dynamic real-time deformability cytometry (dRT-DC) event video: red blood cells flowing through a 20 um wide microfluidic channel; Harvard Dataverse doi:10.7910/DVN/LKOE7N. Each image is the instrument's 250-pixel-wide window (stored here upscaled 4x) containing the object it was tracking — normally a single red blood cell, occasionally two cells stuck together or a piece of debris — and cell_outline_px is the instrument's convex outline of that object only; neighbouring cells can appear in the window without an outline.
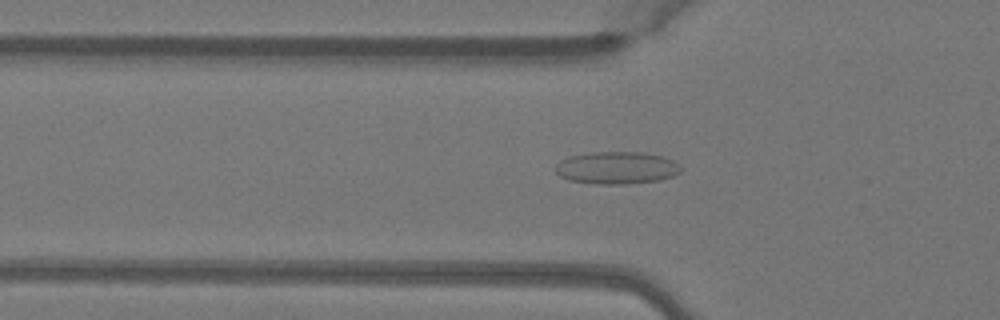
{"species": "Egyptian fruit bat (a non-hibernating species)", "species_latin": "Rousettus aegyptiacus", "temperature_condition": "warm", "stored_images_in_passage": 50, "camera_frame_rate_fps": 3000, "um_per_image_px": 0.085, "animal": {"sex": "female"}, "frame": {"image": 1, "passage_image": 17, "time_ms": 5.333, "image_size_px": [1000, 320], "cell_outline_px": [[680, 172], [672, 176], [660, 180], [628, 184], [596, 184], [568, 180], [560, 176], [556, 172], [556, 164], [560, 160], [568, 156], [592, 152], [644, 152], [660, 156], [672, 160], [680, 168]], "centroid_in_image_um": [52.37, 14.27], "position_along_channel_um": 73.4, "area_um2": 23.64}}
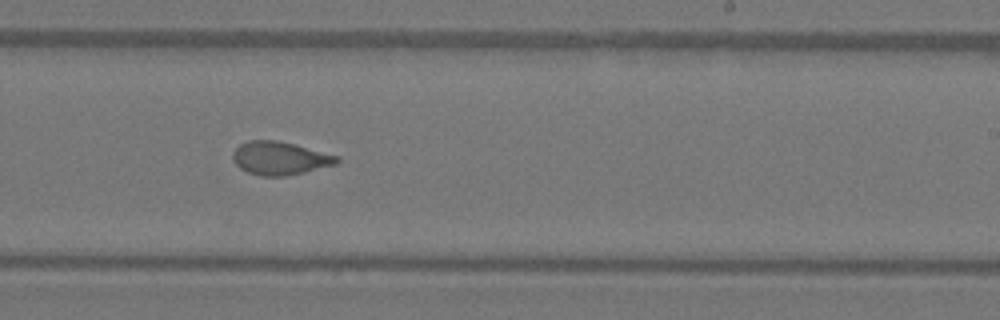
{"frame": {"image": 2, "passage_image": 31, "time_ms": 10.0, "image_size_px": [1000, 320], "cell_outline_px": [[340, 160], [336, 164], [304, 172], [284, 176], [260, 176], [248, 172], [240, 168], [232, 160], [232, 152], [240, 144], [248, 140], [276, 140], [340, 156]], "centroid_in_image_um": [23.76, 13.45], "position_along_channel_um": 265.2, "area_um2": 20.06}}
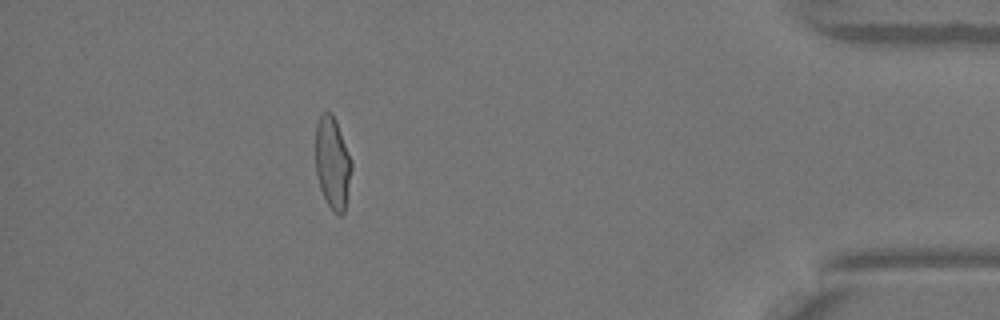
{"frame": {"image": 3, "passage_image": 45, "time_ms": 14.667, "image_size_px": [1000, 320], "cell_outline_px": [[352, 168], [344, 212], [340, 216], [328, 204], [320, 188], [316, 172], [316, 124], [320, 112], [332, 112], [336, 120], [352, 160]], "centroid_in_image_um": [28.26, 13.78], "position_along_channel_um": 406.9, "area_um2": 19.25}, "authors_computed_cell_mechanics": {"area_um2": 20.1144, "velocity_mm_per_s": 4.1006, "shape_relaxation_time_tau1_ms": null, "shape_relaxation_time_tau2_ms": 1.0667, "deformation_change_tau1": null, "deformation_change_tau2": 0.0755}}